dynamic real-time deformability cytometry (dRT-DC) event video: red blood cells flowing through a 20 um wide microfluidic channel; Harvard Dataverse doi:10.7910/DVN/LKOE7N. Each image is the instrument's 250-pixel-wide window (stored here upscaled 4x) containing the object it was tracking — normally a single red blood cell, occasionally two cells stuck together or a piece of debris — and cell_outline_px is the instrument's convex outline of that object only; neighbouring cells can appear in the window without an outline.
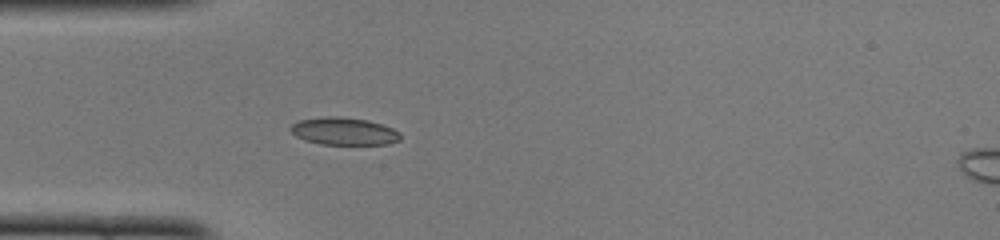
{"species": "common noctule bat (a hibernating species)", "species_latin": "Nyctalus noctula", "temperature_condition": "cold", "stored_images_in_passage": 36, "camera_frame_rate_fps": 3000, "um_per_image_px": 0.085, "animal": {"sex": "female", "body_mass_g": 22.0, "forearm_length_mm": 56.7}, "frame": {"image": 1, "passage_image": 1, "time_ms": 0.0, "image_size_px": [1000, 240], "cell_outline_px": [[400, 140], [388, 144], [320, 144], [304, 140], [296, 136], [288, 128], [292, 124], [300, 120], [324, 116], [332, 116], [368, 120], [392, 128], [400, 132]], "centroid_in_image_um": [29.21, 11.16], "position_along_channel_um": 55.8, "area_um2": 17.51}}
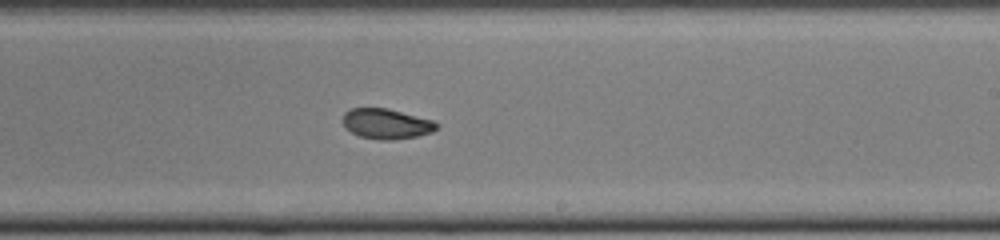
{"frame": {"image": 2, "passage_image": 16, "time_ms": 5.0, "image_size_px": [1000, 240], "cell_outline_px": [[440, 124], [432, 132], [416, 136], [392, 140], [380, 140], [360, 136], [344, 128], [344, 112], [352, 108], [388, 108], [432, 120]], "centroid_in_image_um": [32.84, 10.52], "position_along_channel_um": 256.2, "area_um2": 16.42}}
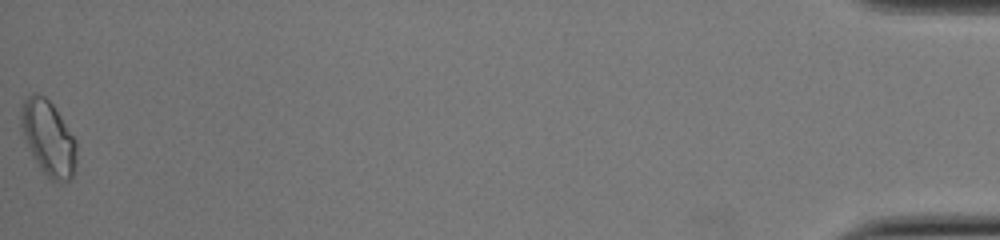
{"frame": {"image": 3, "passage_image": 36, "time_ms": 11.667, "image_size_px": [1000, 240], "cell_outline_px": [[76, 164], [72, 176], [68, 180], [60, 184], [52, 180], [44, 172], [32, 156], [24, 136], [20, 124], [20, 116], [24, 100], [32, 92], [36, 92], [44, 96], [52, 104], [76, 140]], "centroid_in_image_um": [4.11, 11.74], "position_along_channel_um": 431.1, "area_um2": 23.99}, "authors_computed_cell_mechanics": {"area_um2": 16.9354, "velocity_mm_per_s": 4.0935, "shape_relaxation_time_tau1_ms": 4.4177, "shape_relaxation_time_tau2_ms": 2.1027, "deformation_change_tau1": 0.1578, "deformation_change_tau2": 0.0662}}